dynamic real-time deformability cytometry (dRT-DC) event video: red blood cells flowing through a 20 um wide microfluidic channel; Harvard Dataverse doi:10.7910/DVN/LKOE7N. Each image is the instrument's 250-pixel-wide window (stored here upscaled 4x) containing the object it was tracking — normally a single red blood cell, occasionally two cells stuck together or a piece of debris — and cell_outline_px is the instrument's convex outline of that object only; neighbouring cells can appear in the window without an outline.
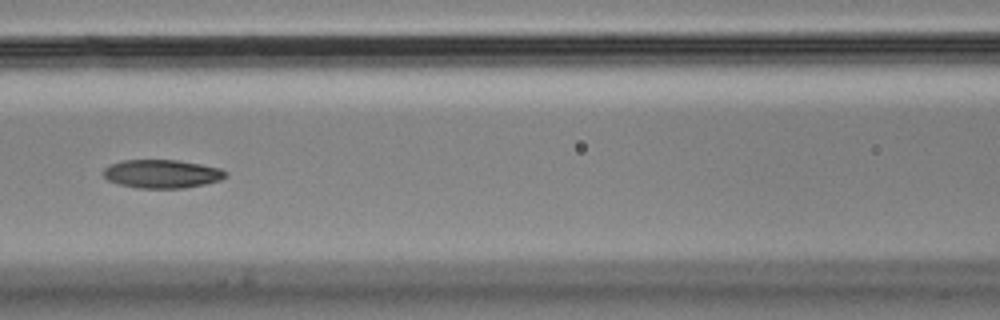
{"species": "Egyptian fruit bat (a non-hibernating species)", "species_latin": "Rousettus aegyptiacus", "temperature_condition": "cold", "stored_images_in_passage": 7, "camera_frame_rate_fps": 3000, "um_per_image_px": 0.085, "animal": {"sex": "male"}, "frame": {"image": 1, "passage_image": 6, "time_ms": 1.667, "image_size_px": [1000, 320], "cell_outline_px": [[228, 176], [220, 180], [204, 184], [184, 188], [140, 188], [120, 184], [108, 180], [104, 176], [104, 168], [112, 164], [124, 160], [176, 160], [200, 164], [220, 168], [228, 172]], "centroid_in_image_um": [13.81, 14.78], "position_along_channel_um": 152.8, "area_um2": 20.11}}
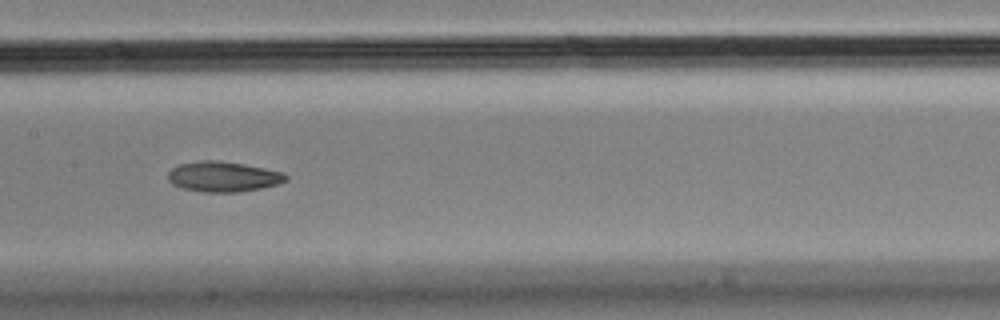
{"frame": {"image": 2, "passage_image": 7, "time_ms": 2.0, "image_size_px": [1000, 320], "cell_outline_px": [[288, 180], [276, 184], [260, 188], [240, 192], [204, 192], [184, 188], [172, 184], [168, 180], [168, 172], [172, 168], [180, 164], [200, 160], [220, 160], [244, 164], [284, 172], [288, 176]], "centroid_in_image_um": [18.97, 15.0], "position_along_channel_um": 188.4, "area_um2": 20.81}}